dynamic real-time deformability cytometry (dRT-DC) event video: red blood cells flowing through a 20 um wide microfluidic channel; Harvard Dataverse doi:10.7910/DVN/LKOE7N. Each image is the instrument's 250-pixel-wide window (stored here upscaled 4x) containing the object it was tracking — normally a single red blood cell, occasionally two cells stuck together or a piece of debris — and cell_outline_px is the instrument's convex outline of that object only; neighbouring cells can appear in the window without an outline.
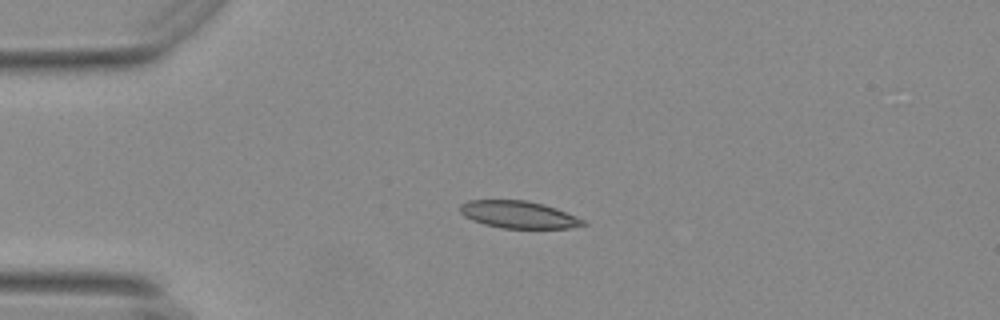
{"species": "Egyptian fruit bat (a non-hibernating species)", "species_latin": "Rousettus aegyptiacus", "temperature_condition": "warm", "stored_images_in_passage": 37, "camera_frame_rate_fps": 3000, "um_per_image_px": 0.085, "animal": {"sex": "female"}, "frame": {"image": 1, "passage_image": 1, "time_ms": 0.0, "image_size_px": [1000, 320], "cell_outline_px": [[588, 224], [568, 228], [500, 228], [484, 224], [472, 220], [464, 216], [460, 212], [460, 204], [468, 200], [524, 200], [544, 204], [556, 208], [576, 216], [584, 220]], "centroid_in_image_um": [44.06, 18.24], "position_along_channel_um": 40.9, "area_um2": 19.54}}
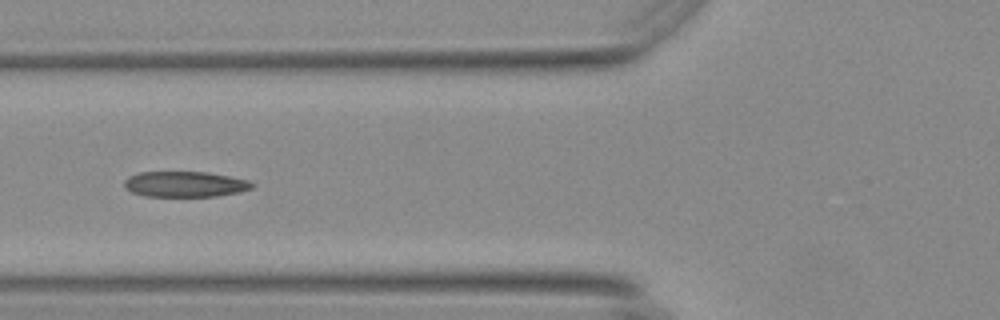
{"frame": {"image": 2, "passage_image": 9, "time_ms": 2.667, "image_size_px": [1000, 320], "cell_outline_px": [[256, 184], [252, 188], [236, 192], [216, 196], [144, 196], [132, 192], [124, 188], [124, 180], [128, 176], [140, 172], [208, 172], [248, 180]], "centroid_in_image_um": [15.69, 15.65], "position_along_channel_um": 110.1, "area_um2": 19.02}}
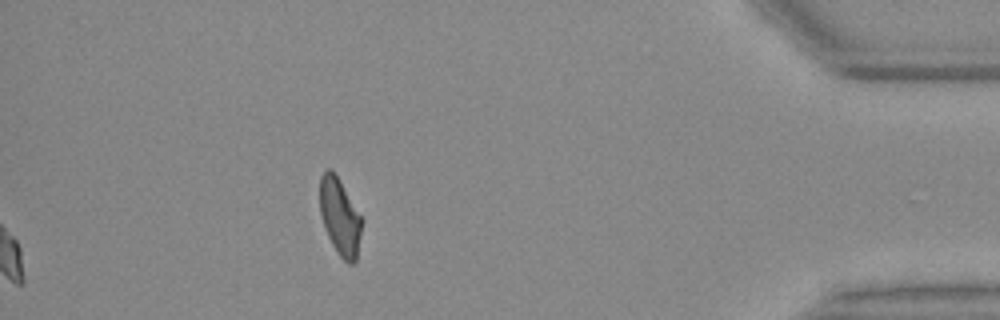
{"frame": {"image": 3, "passage_image": 37, "time_ms": 12.0, "image_size_px": [1000, 320], "cell_outline_px": [[364, 220], [356, 260], [352, 264], [348, 264], [336, 252], [328, 236], [320, 212], [320, 176], [328, 168], [332, 168]], "centroid_in_image_um": [28.91, 18.43], "position_along_channel_um": 406.3, "area_um2": 18.84}, "authors_computed_cell_mechanics": {"area_um2": 19.3052, "velocity_mm_per_s": 3.6988, "shape_relaxation_time_tau1_ms": 4.8384, "shape_relaxation_time_tau2_ms": 1.6893, "deformation_change_tau1": 0.1708, "deformation_change_tau2": 0.099}}